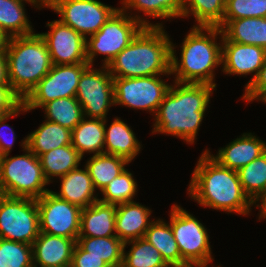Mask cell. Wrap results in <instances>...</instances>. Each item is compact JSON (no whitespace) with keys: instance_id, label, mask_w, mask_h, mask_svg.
<instances>
[{"instance_id":"6da1fadb","label":"cell","mask_w":266,"mask_h":267,"mask_svg":"<svg viewBox=\"0 0 266 267\" xmlns=\"http://www.w3.org/2000/svg\"><path fill=\"white\" fill-rule=\"evenodd\" d=\"M215 88L206 83L174 81L155 114L152 133L172 135L193 144Z\"/></svg>"},{"instance_id":"7a4b0ae2","label":"cell","mask_w":266,"mask_h":267,"mask_svg":"<svg viewBox=\"0 0 266 267\" xmlns=\"http://www.w3.org/2000/svg\"><path fill=\"white\" fill-rule=\"evenodd\" d=\"M193 171L188 194L204 207L247 215L255 204L244 193L236 170L221 166L208 149L202 152Z\"/></svg>"},{"instance_id":"3957f363","label":"cell","mask_w":266,"mask_h":267,"mask_svg":"<svg viewBox=\"0 0 266 267\" xmlns=\"http://www.w3.org/2000/svg\"><path fill=\"white\" fill-rule=\"evenodd\" d=\"M218 35L223 36L219 27L193 26L182 42L179 60L171 42L170 73L175 74V82L216 86L214 70L222 64V43H217Z\"/></svg>"},{"instance_id":"277c9868","label":"cell","mask_w":266,"mask_h":267,"mask_svg":"<svg viewBox=\"0 0 266 267\" xmlns=\"http://www.w3.org/2000/svg\"><path fill=\"white\" fill-rule=\"evenodd\" d=\"M169 37L164 27H144L107 66L110 74L124 78L172 75Z\"/></svg>"},{"instance_id":"5b68a950","label":"cell","mask_w":266,"mask_h":267,"mask_svg":"<svg viewBox=\"0 0 266 267\" xmlns=\"http://www.w3.org/2000/svg\"><path fill=\"white\" fill-rule=\"evenodd\" d=\"M5 52L10 86L23 100L53 66L47 44L34 32L11 37Z\"/></svg>"},{"instance_id":"8992f818","label":"cell","mask_w":266,"mask_h":267,"mask_svg":"<svg viewBox=\"0 0 266 267\" xmlns=\"http://www.w3.org/2000/svg\"><path fill=\"white\" fill-rule=\"evenodd\" d=\"M144 27H163V25L149 23L147 18L132 16L118 8L97 33L86 38L88 64L93 65L96 55L101 54L105 55L102 60L103 66H108Z\"/></svg>"},{"instance_id":"52a82bcc","label":"cell","mask_w":266,"mask_h":267,"mask_svg":"<svg viewBox=\"0 0 266 267\" xmlns=\"http://www.w3.org/2000/svg\"><path fill=\"white\" fill-rule=\"evenodd\" d=\"M21 146L25 154L0 156V186L7 196L38 199L49 189L39 157L27 148V138Z\"/></svg>"},{"instance_id":"ba28073f","label":"cell","mask_w":266,"mask_h":267,"mask_svg":"<svg viewBox=\"0 0 266 267\" xmlns=\"http://www.w3.org/2000/svg\"><path fill=\"white\" fill-rule=\"evenodd\" d=\"M39 233L36 199L5 195L0 201V238L32 245Z\"/></svg>"},{"instance_id":"9c48e42d","label":"cell","mask_w":266,"mask_h":267,"mask_svg":"<svg viewBox=\"0 0 266 267\" xmlns=\"http://www.w3.org/2000/svg\"><path fill=\"white\" fill-rule=\"evenodd\" d=\"M170 226L181 253V263L213 262L207 228L192 214L174 204L170 212Z\"/></svg>"},{"instance_id":"30bf717a","label":"cell","mask_w":266,"mask_h":267,"mask_svg":"<svg viewBox=\"0 0 266 267\" xmlns=\"http://www.w3.org/2000/svg\"><path fill=\"white\" fill-rule=\"evenodd\" d=\"M44 6L53 9L62 23L85 38L97 33L118 9L98 0H44Z\"/></svg>"},{"instance_id":"8fae6325","label":"cell","mask_w":266,"mask_h":267,"mask_svg":"<svg viewBox=\"0 0 266 267\" xmlns=\"http://www.w3.org/2000/svg\"><path fill=\"white\" fill-rule=\"evenodd\" d=\"M94 69L89 65L81 74L76 99L81 104L84 117L107 119L111 106L115 105L113 77L107 66Z\"/></svg>"},{"instance_id":"7c38bea8","label":"cell","mask_w":266,"mask_h":267,"mask_svg":"<svg viewBox=\"0 0 266 267\" xmlns=\"http://www.w3.org/2000/svg\"><path fill=\"white\" fill-rule=\"evenodd\" d=\"M160 76L113 77L115 105L150 111L155 115L170 87Z\"/></svg>"},{"instance_id":"4fadbf2b","label":"cell","mask_w":266,"mask_h":267,"mask_svg":"<svg viewBox=\"0 0 266 267\" xmlns=\"http://www.w3.org/2000/svg\"><path fill=\"white\" fill-rule=\"evenodd\" d=\"M89 64L53 65L49 73L22 100L28 111L58 98L76 97L82 72Z\"/></svg>"},{"instance_id":"5bb4252c","label":"cell","mask_w":266,"mask_h":267,"mask_svg":"<svg viewBox=\"0 0 266 267\" xmlns=\"http://www.w3.org/2000/svg\"><path fill=\"white\" fill-rule=\"evenodd\" d=\"M36 201L39 210L40 232L77 241L82 208L58 197L51 190Z\"/></svg>"},{"instance_id":"9a60e30c","label":"cell","mask_w":266,"mask_h":267,"mask_svg":"<svg viewBox=\"0 0 266 267\" xmlns=\"http://www.w3.org/2000/svg\"><path fill=\"white\" fill-rule=\"evenodd\" d=\"M46 26L51 30L39 34L47 44L53 65L88 64L84 36L60 20Z\"/></svg>"},{"instance_id":"2e32d148","label":"cell","mask_w":266,"mask_h":267,"mask_svg":"<svg viewBox=\"0 0 266 267\" xmlns=\"http://www.w3.org/2000/svg\"><path fill=\"white\" fill-rule=\"evenodd\" d=\"M222 43V72L234 75L253 77L245 85V89L256 79L266 59V49L260 46L241 44L231 41Z\"/></svg>"},{"instance_id":"e0dca14e","label":"cell","mask_w":266,"mask_h":267,"mask_svg":"<svg viewBox=\"0 0 266 267\" xmlns=\"http://www.w3.org/2000/svg\"><path fill=\"white\" fill-rule=\"evenodd\" d=\"M76 240L40 232L32 244L33 267H70Z\"/></svg>"},{"instance_id":"ac0fdd59","label":"cell","mask_w":266,"mask_h":267,"mask_svg":"<svg viewBox=\"0 0 266 267\" xmlns=\"http://www.w3.org/2000/svg\"><path fill=\"white\" fill-rule=\"evenodd\" d=\"M265 152L266 142L252 133H243L211 157L221 166L238 171Z\"/></svg>"},{"instance_id":"d6986e66","label":"cell","mask_w":266,"mask_h":267,"mask_svg":"<svg viewBox=\"0 0 266 267\" xmlns=\"http://www.w3.org/2000/svg\"><path fill=\"white\" fill-rule=\"evenodd\" d=\"M150 214L151 209L136 201L116 205V236L124 243L144 238L146 230L154 221L149 219Z\"/></svg>"},{"instance_id":"ffe728a7","label":"cell","mask_w":266,"mask_h":267,"mask_svg":"<svg viewBox=\"0 0 266 267\" xmlns=\"http://www.w3.org/2000/svg\"><path fill=\"white\" fill-rule=\"evenodd\" d=\"M116 205L96 201L82 208L78 237H113L115 231Z\"/></svg>"},{"instance_id":"44dd1931","label":"cell","mask_w":266,"mask_h":267,"mask_svg":"<svg viewBox=\"0 0 266 267\" xmlns=\"http://www.w3.org/2000/svg\"><path fill=\"white\" fill-rule=\"evenodd\" d=\"M59 179L60 191L53 193L65 201L80 208H86L98 201L99 198L95 195L96 189L85 166L84 169L78 167L71 170Z\"/></svg>"},{"instance_id":"7402d4cb","label":"cell","mask_w":266,"mask_h":267,"mask_svg":"<svg viewBox=\"0 0 266 267\" xmlns=\"http://www.w3.org/2000/svg\"><path fill=\"white\" fill-rule=\"evenodd\" d=\"M223 36L220 41H231L266 49V18L251 17L223 21L218 26Z\"/></svg>"},{"instance_id":"603a6c76","label":"cell","mask_w":266,"mask_h":267,"mask_svg":"<svg viewBox=\"0 0 266 267\" xmlns=\"http://www.w3.org/2000/svg\"><path fill=\"white\" fill-rule=\"evenodd\" d=\"M106 121L105 119L104 153L122 157L131 163L141 151V143L133 130L120 118L115 117L108 128Z\"/></svg>"},{"instance_id":"cb8c5ba5","label":"cell","mask_w":266,"mask_h":267,"mask_svg":"<svg viewBox=\"0 0 266 267\" xmlns=\"http://www.w3.org/2000/svg\"><path fill=\"white\" fill-rule=\"evenodd\" d=\"M24 2L38 9L45 8L44 0H0V27L9 38L34 33Z\"/></svg>"},{"instance_id":"d4e9b609","label":"cell","mask_w":266,"mask_h":267,"mask_svg":"<svg viewBox=\"0 0 266 267\" xmlns=\"http://www.w3.org/2000/svg\"><path fill=\"white\" fill-rule=\"evenodd\" d=\"M105 120L84 117L71 132V145L83 158L84 153H104Z\"/></svg>"},{"instance_id":"484cf974","label":"cell","mask_w":266,"mask_h":267,"mask_svg":"<svg viewBox=\"0 0 266 267\" xmlns=\"http://www.w3.org/2000/svg\"><path fill=\"white\" fill-rule=\"evenodd\" d=\"M27 135V148L40 157L43 153L71 144V130L48 120Z\"/></svg>"},{"instance_id":"4316f807","label":"cell","mask_w":266,"mask_h":267,"mask_svg":"<svg viewBox=\"0 0 266 267\" xmlns=\"http://www.w3.org/2000/svg\"><path fill=\"white\" fill-rule=\"evenodd\" d=\"M41 166L46 180L50 183L53 177H62L69 171L79 167L83 159L70 144L43 153L40 157Z\"/></svg>"},{"instance_id":"83f0119b","label":"cell","mask_w":266,"mask_h":267,"mask_svg":"<svg viewBox=\"0 0 266 267\" xmlns=\"http://www.w3.org/2000/svg\"><path fill=\"white\" fill-rule=\"evenodd\" d=\"M128 161L122 157L112 154H97L90 157L85 167L88 169L95 189L100 192L116 176L120 175Z\"/></svg>"},{"instance_id":"f1b7e54d","label":"cell","mask_w":266,"mask_h":267,"mask_svg":"<svg viewBox=\"0 0 266 267\" xmlns=\"http://www.w3.org/2000/svg\"><path fill=\"white\" fill-rule=\"evenodd\" d=\"M76 243L91 256L104 260L110 267H121L124 242L113 237H78Z\"/></svg>"},{"instance_id":"f546056e","label":"cell","mask_w":266,"mask_h":267,"mask_svg":"<svg viewBox=\"0 0 266 267\" xmlns=\"http://www.w3.org/2000/svg\"><path fill=\"white\" fill-rule=\"evenodd\" d=\"M144 238L161 253L168 265L181 263V253L170 223H166L163 219L152 221Z\"/></svg>"},{"instance_id":"4dcf8cb0","label":"cell","mask_w":266,"mask_h":267,"mask_svg":"<svg viewBox=\"0 0 266 267\" xmlns=\"http://www.w3.org/2000/svg\"><path fill=\"white\" fill-rule=\"evenodd\" d=\"M226 0H183L182 15H192L197 25L204 27H218L223 22Z\"/></svg>"},{"instance_id":"1f68e13d","label":"cell","mask_w":266,"mask_h":267,"mask_svg":"<svg viewBox=\"0 0 266 267\" xmlns=\"http://www.w3.org/2000/svg\"><path fill=\"white\" fill-rule=\"evenodd\" d=\"M237 172L244 193L258 203L266 194V152Z\"/></svg>"},{"instance_id":"d6a6232c","label":"cell","mask_w":266,"mask_h":267,"mask_svg":"<svg viewBox=\"0 0 266 267\" xmlns=\"http://www.w3.org/2000/svg\"><path fill=\"white\" fill-rule=\"evenodd\" d=\"M41 108L45 110L46 120L58 123L71 131L84 118L82 106L76 97L58 98Z\"/></svg>"},{"instance_id":"836d02e7","label":"cell","mask_w":266,"mask_h":267,"mask_svg":"<svg viewBox=\"0 0 266 267\" xmlns=\"http://www.w3.org/2000/svg\"><path fill=\"white\" fill-rule=\"evenodd\" d=\"M131 249L126 253V245ZM161 253L145 238L125 242L121 267H168Z\"/></svg>"},{"instance_id":"e575fe53","label":"cell","mask_w":266,"mask_h":267,"mask_svg":"<svg viewBox=\"0 0 266 267\" xmlns=\"http://www.w3.org/2000/svg\"><path fill=\"white\" fill-rule=\"evenodd\" d=\"M121 10H137L153 18L170 19L182 15L183 0H122ZM135 8V9H134Z\"/></svg>"},{"instance_id":"d590c367","label":"cell","mask_w":266,"mask_h":267,"mask_svg":"<svg viewBox=\"0 0 266 267\" xmlns=\"http://www.w3.org/2000/svg\"><path fill=\"white\" fill-rule=\"evenodd\" d=\"M103 198L98 199L103 203L119 205L127 202H133V197L137 193V182L128 169L116 176L101 191Z\"/></svg>"},{"instance_id":"8d00e7d4","label":"cell","mask_w":266,"mask_h":267,"mask_svg":"<svg viewBox=\"0 0 266 267\" xmlns=\"http://www.w3.org/2000/svg\"><path fill=\"white\" fill-rule=\"evenodd\" d=\"M0 267H33L32 245L0 238Z\"/></svg>"},{"instance_id":"74e56055","label":"cell","mask_w":266,"mask_h":267,"mask_svg":"<svg viewBox=\"0 0 266 267\" xmlns=\"http://www.w3.org/2000/svg\"><path fill=\"white\" fill-rule=\"evenodd\" d=\"M251 17L266 18V0H226L223 21Z\"/></svg>"},{"instance_id":"f35d334b","label":"cell","mask_w":266,"mask_h":267,"mask_svg":"<svg viewBox=\"0 0 266 267\" xmlns=\"http://www.w3.org/2000/svg\"><path fill=\"white\" fill-rule=\"evenodd\" d=\"M242 98L248 103L254 100L266 103V59L256 79L245 89Z\"/></svg>"},{"instance_id":"ab89813d","label":"cell","mask_w":266,"mask_h":267,"mask_svg":"<svg viewBox=\"0 0 266 267\" xmlns=\"http://www.w3.org/2000/svg\"><path fill=\"white\" fill-rule=\"evenodd\" d=\"M20 112H28V110L26 109V107L23 104H21L12 113L7 114V115L0 118V156L10 154V152L12 150V146H13L15 139H16V135L14 133L13 128H10L9 124H4V123L6 122V120H8V118L18 116ZM4 129L11 131L9 133L12 134V137L11 138L6 137V138H8V140L5 138V135H3Z\"/></svg>"},{"instance_id":"60d3db41","label":"cell","mask_w":266,"mask_h":267,"mask_svg":"<svg viewBox=\"0 0 266 267\" xmlns=\"http://www.w3.org/2000/svg\"><path fill=\"white\" fill-rule=\"evenodd\" d=\"M70 267H110L101 258L91 256L83 250L77 243L73 249L72 261Z\"/></svg>"},{"instance_id":"b9f144b4","label":"cell","mask_w":266,"mask_h":267,"mask_svg":"<svg viewBox=\"0 0 266 267\" xmlns=\"http://www.w3.org/2000/svg\"><path fill=\"white\" fill-rule=\"evenodd\" d=\"M22 104V99L11 86H0V118L12 113Z\"/></svg>"},{"instance_id":"7bdbcfd3","label":"cell","mask_w":266,"mask_h":267,"mask_svg":"<svg viewBox=\"0 0 266 267\" xmlns=\"http://www.w3.org/2000/svg\"><path fill=\"white\" fill-rule=\"evenodd\" d=\"M0 86H10L8 79V61L5 50H0Z\"/></svg>"},{"instance_id":"ee69618b","label":"cell","mask_w":266,"mask_h":267,"mask_svg":"<svg viewBox=\"0 0 266 267\" xmlns=\"http://www.w3.org/2000/svg\"><path fill=\"white\" fill-rule=\"evenodd\" d=\"M208 264L202 262H182L176 264H170L168 267H208Z\"/></svg>"},{"instance_id":"f6af8a7d","label":"cell","mask_w":266,"mask_h":267,"mask_svg":"<svg viewBox=\"0 0 266 267\" xmlns=\"http://www.w3.org/2000/svg\"><path fill=\"white\" fill-rule=\"evenodd\" d=\"M256 206L260 207L259 220L262 218L266 219V194L261 198L259 204H257Z\"/></svg>"},{"instance_id":"bcb514c9","label":"cell","mask_w":266,"mask_h":267,"mask_svg":"<svg viewBox=\"0 0 266 267\" xmlns=\"http://www.w3.org/2000/svg\"><path fill=\"white\" fill-rule=\"evenodd\" d=\"M9 39L10 38L7 36V34L0 27V50L6 49Z\"/></svg>"},{"instance_id":"7dc6e473","label":"cell","mask_w":266,"mask_h":267,"mask_svg":"<svg viewBox=\"0 0 266 267\" xmlns=\"http://www.w3.org/2000/svg\"><path fill=\"white\" fill-rule=\"evenodd\" d=\"M5 196L4 192H3V189L1 188L0 186V201L1 199Z\"/></svg>"}]
</instances>
